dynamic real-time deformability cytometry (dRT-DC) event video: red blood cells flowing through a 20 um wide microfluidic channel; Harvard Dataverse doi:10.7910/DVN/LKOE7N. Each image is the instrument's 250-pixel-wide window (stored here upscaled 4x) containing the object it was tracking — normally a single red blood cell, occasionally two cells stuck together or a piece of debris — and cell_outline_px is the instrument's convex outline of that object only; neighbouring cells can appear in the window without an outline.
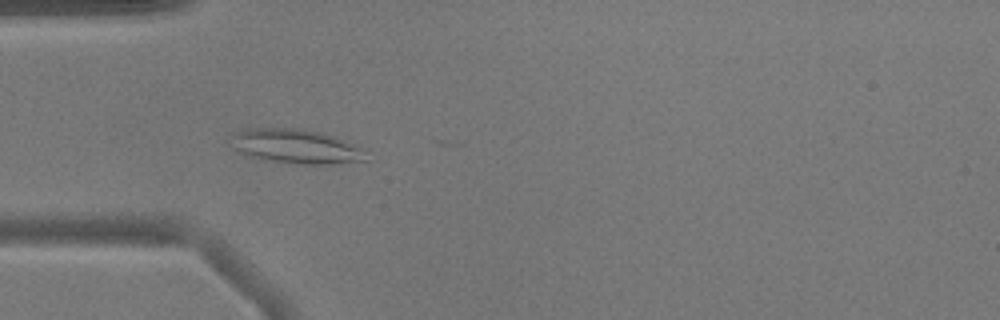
{"species": "common noctule bat (a hibernating species)", "species_latin": "Nyctalus noctula", "temperature_condition": "warm", "stored_images_in_passage": 14, "camera_frame_rate_fps": 3000, "um_per_image_px": 0.085, "animal": {"sex": "male", "body_mass_g": 17.9}, "frame": {"image": 1, "passage_image": 10, "time_ms": 3.0, "image_size_px": [1000, 320], "cell_outline_px": [[368, 160], [332, 164], [296, 164], [272, 160], [252, 156], [236, 152], [232, 136], [236, 132], [244, 128], [304, 128], [320, 132], [344, 140], [360, 148]], "centroid_in_image_um": [25.15, 12.43], "position_along_channel_um": 59.9, "area_um2": 26.65}}